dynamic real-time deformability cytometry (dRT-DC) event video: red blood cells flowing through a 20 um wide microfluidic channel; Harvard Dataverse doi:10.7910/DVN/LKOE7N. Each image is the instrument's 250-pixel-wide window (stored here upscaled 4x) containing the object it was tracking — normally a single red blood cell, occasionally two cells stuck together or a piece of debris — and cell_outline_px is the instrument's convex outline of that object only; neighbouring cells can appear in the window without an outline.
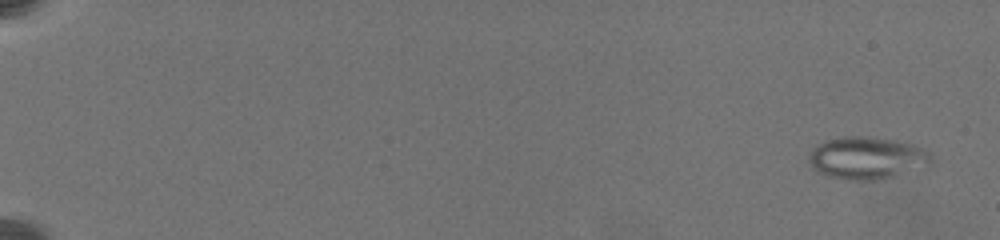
{"species": "common noctule bat (a hibernating species)", "species_latin": "Nyctalus noctula", "temperature_condition": "warm", "stored_images_in_passage": 71, "camera_frame_rate_fps": 3000, "um_per_image_px": 0.085, "animal": {"sex": "female", "body_mass_g": 19.5, "forearm_length_mm": 54.1}, "frame": {"image": 1, "passage_image": 6, "time_ms": 1.0, "image_size_px": [1000, 240], "cell_outline_px": [[932, 160], [928, 164], [896, 176], [872, 180], [852, 180], [824, 176], [816, 172], [812, 168], [808, 160], [808, 156], [812, 148], [828, 140], [844, 136], [860, 136], [892, 140], [920, 148], [932, 152]], "centroid_in_image_um": [73.62, 13.45], "position_along_channel_um": 11.4, "area_um2": 29.82}}
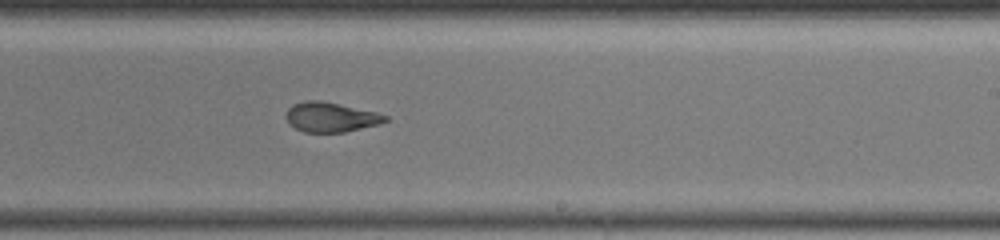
{"frame": {"image": 2, "passage_image": 57, "time_ms": 14.0, "image_size_px": [1000, 240], "cell_outline_px": [[388, 120], [380, 124], [344, 132], [304, 132], [288, 124], [284, 116], [288, 108], [292, 104], [304, 100], [320, 100], [376, 112], [388, 116]], "centroid_in_image_um": [28.07, 9.95], "position_along_channel_um": 260.9, "area_um2": 17.28}}
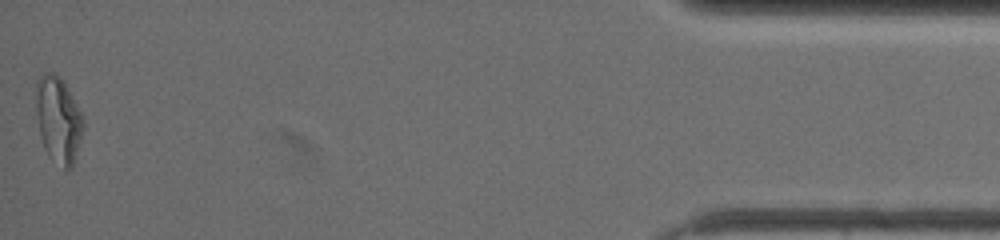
{"frame": {"image": 3, "passage_image": 71, "time_ms": 21.0, "image_size_px": [1000, 240], "cell_outline_px": [[84, 124], [72, 168], [64, 168], [52, 160], [48, 156], [44, 148], [40, 136], [36, 112], [36, 80], [44, 72], [52, 72], [60, 76], [80, 112]], "centroid_in_image_um": [4.92, 10.16], "position_along_channel_um": 430.3, "area_um2": 23.41}, "authors_computed_cell_mechanics": {"area_um2": 25.2008, "velocity_mm_per_s": 3.5129, "shape_relaxation_time_tau1_ms": null, "shape_relaxation_time_tau2_ms": 2.7311, "deformation_change_tau1": null, "deformation_change_tau2": 0.1043}}